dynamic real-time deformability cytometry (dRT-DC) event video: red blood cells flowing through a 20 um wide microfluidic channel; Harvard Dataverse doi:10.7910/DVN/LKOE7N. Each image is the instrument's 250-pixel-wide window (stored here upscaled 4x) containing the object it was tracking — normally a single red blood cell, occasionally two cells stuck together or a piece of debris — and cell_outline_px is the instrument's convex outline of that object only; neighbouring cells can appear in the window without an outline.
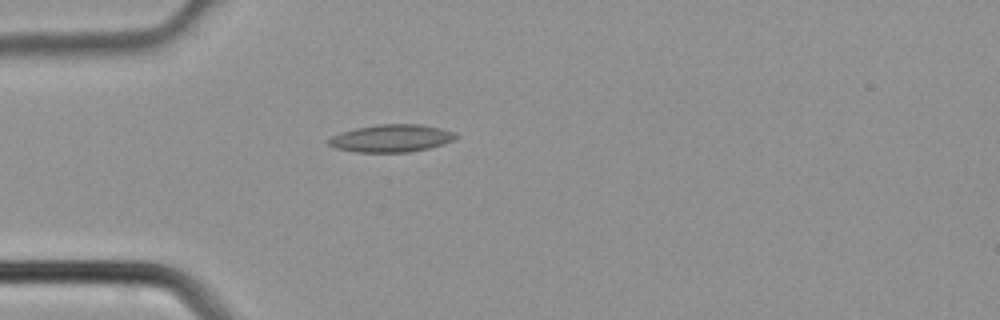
{"species": "common noctule bat (a hibernating species)", "species_latin": "Nyctalus noctula", "temperature_condition": "cold", "stored_images_in_passage": 4, "camera_frame_rate_fps": 3000, "um_per_image_px": 0.085, "animal": {"sex": "male", "body_mass_g": 21.5, "forearm_length_mm": 52.0}, "frame": {"image": 1, "passage_image": 4, "time_ms": 1.0, "image_size_px": [1000, 320], "cell_outline_px": [[460, 136], [444, 144], [428, 148], [408, 152], [356, 152], [336, 148], [328, 144], [328, 140], [332, 136], [340, 132], [356, 128], [380, 124], [420, 124], [440, 128], [456, 132]], "centroid_in_image_um": [33.29, 11.75], "position_along_channel_um": 51.7, "area_um2": 20.4}}